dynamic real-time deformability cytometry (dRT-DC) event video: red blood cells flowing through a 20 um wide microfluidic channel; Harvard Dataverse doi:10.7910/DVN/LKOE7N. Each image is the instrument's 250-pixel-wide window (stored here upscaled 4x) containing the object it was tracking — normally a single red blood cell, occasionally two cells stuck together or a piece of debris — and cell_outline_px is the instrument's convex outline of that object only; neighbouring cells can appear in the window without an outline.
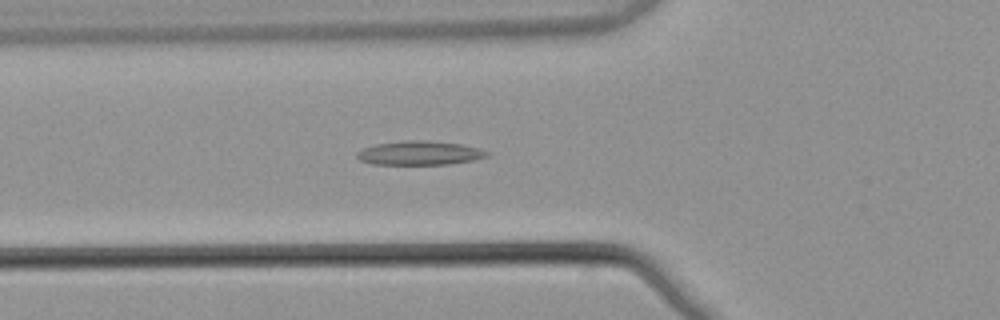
{"species": "common noctule bat (a hibernating species)", "species_latin": "Nyctalus noctula", "temperature_condition": "warm", "stored_images_in_passage": 53, "camera_frame_rate_fps": 3000, "um_per_image_px": 0.085, "animal": {"sex": "male", "body_mass_g": 21.5, "forearm_length_mm": 52.0}, "frame": {"image": 1, "passage_image": 19, "time_ms": 6.0, "image_size_px": [1000, 320], "cell_outline_px": [[488, 156], [472, 160], [448, 164], [372, 164], [360, 160], [356, 156], [356, 152], [364, 148], [376, 144], [404, 140], [428, 140], [464, 144], [488, 152]], "centroid_in_image_um": [35.64, 12.99], "position_along_channel_um": 90.2, "area_um2": 18.09}}
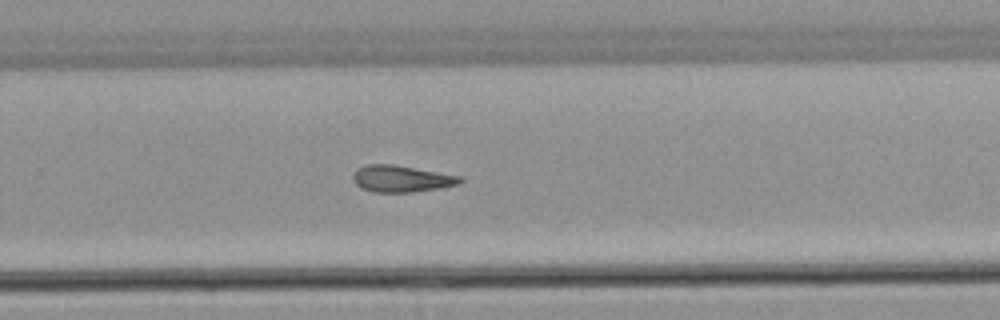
{"frame": {"image": 2, "passage_image": 35, "time_ms": 11.333, "image_size_px": [1000, 320], "cell_outline_px": [[464, 180], [460, 184], [440, 188], [412, 192], [372, 192], [356, 184], [352, 176], [356, 168], [368, 164], [392, 164], [460, 176]], "centroid_in_image_um": [34.12, 15.19], "position_along_channel_um": 295.7, "area_um2": 16.53}}
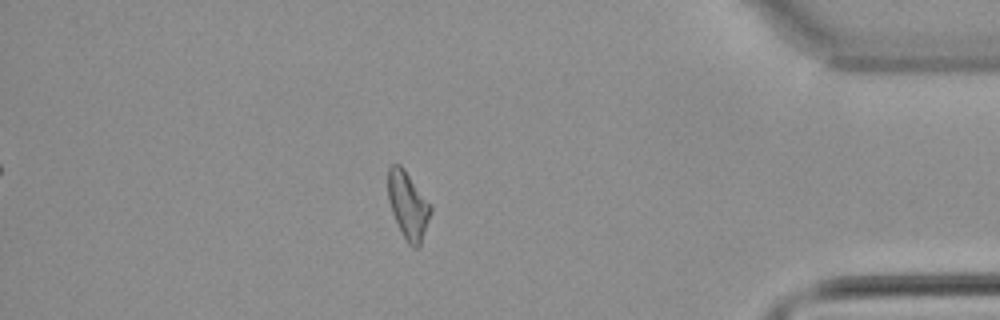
{"frame": {"image": 3, "passage_image": 46, "time_ms": 15.0, "image_size_px": [1000, 320], "cell_outline_px": [[432, 212], [420, 244], [416, 248], [412, 248], [408, 244], [392, 212], [388, 200], [388, 168], [392, 164], [400, 164], [404, 168], [432, 208]], "centroid_in_image_um": [34.67, 17.44], "position_along_channel_um": 400.5, "area_um2": 16.36}}